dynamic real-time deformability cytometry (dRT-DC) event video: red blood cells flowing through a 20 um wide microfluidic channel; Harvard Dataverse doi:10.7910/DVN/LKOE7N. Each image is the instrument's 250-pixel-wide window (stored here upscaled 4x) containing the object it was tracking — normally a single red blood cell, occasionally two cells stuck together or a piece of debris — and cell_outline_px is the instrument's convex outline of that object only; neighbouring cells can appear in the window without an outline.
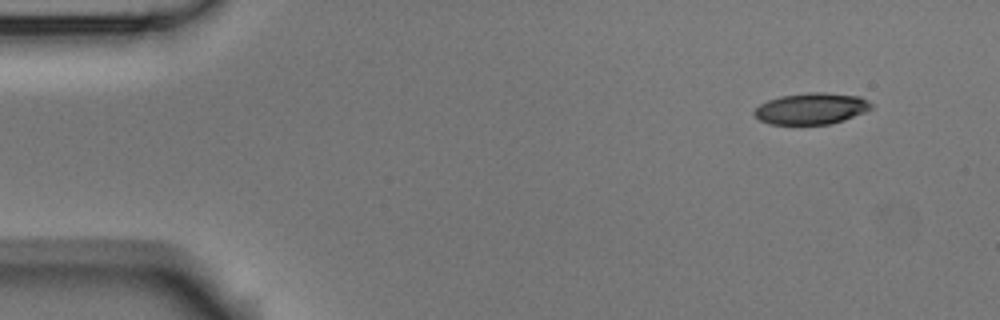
{"species": "Egyptian fruit bat (a non-hibernating species)", "species_latin": "Rousettus aegyptiacus", "temperature_condition": "room temperature", "stored_images_in_passage": 4, "camera_frame_rate_fps": 3000, "um_per_image_px": 0.085, "animal": {"sex": "male"}, "frame": {"image": 1, "passage_image": 1, "time_ms": 0.0, "image_size_px": [1000, 320], "cell_outline_px": [[872, 108], [864, 112], [844, 120], [828, 124], [772, 124], [760, 120], [752, 112], [760, 104], [768, 100], [780, 96], [808, 92], [824, 92], [860, 96], [868, 100], [872, 104]], "centroid_in_image_um": [68.97, 9.22], "position_along_channel_um": 16.0, "area_um2": 21.33}}
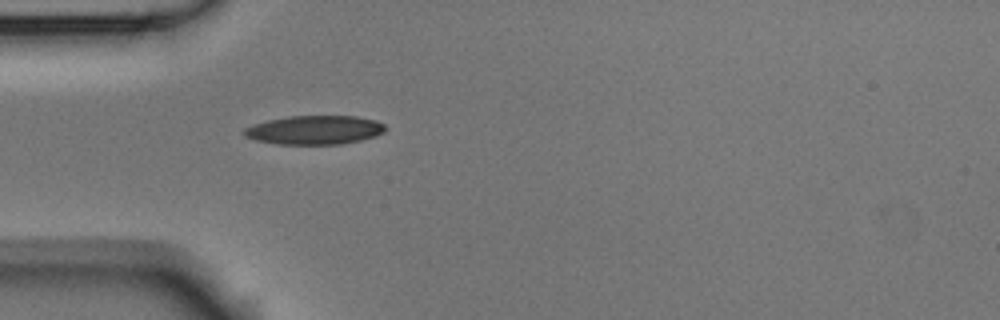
{"frame": {"image": 2, "passage_image": 4, "time_ms": 1.0, "image_size_px": [1000, 320], "cell_outline_px": [[384, 132], [376, 136], [360, 140], [340, 144], [276, 144], [256, 140], [244, 136], [240, 132], [244, 128], [268, 120], [288, 116], [356, 116], [376, 120], [384, 124]], "centroid_in_image_um": [26.72, 11.05], "position_along_channel_um": 58.3, "area_um2": 23.76}}